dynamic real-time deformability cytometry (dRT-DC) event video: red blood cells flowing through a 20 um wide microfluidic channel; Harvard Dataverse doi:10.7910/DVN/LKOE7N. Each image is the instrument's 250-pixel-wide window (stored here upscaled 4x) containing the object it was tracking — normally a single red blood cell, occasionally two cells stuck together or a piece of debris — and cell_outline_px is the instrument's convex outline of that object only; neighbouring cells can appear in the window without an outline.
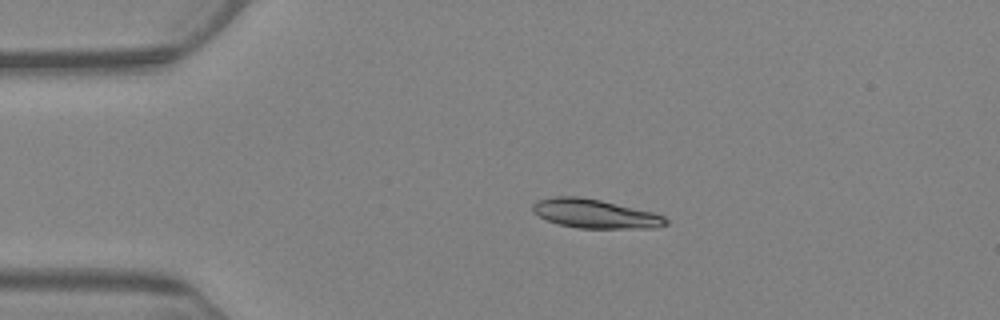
{"species": "Egyptian fruit bat (a non-hibernating species)", "species_latin": "Rousettus aegyptiacus", "temperature_condition": "warm", "stored_images_in_passage": 7, "camera_frame_rate_fps": 3000, "um_per_image_px": 0.085, "animal": {"sex": "female"}, "frame": {"image": 1, "passage_image": 4, "time_ms": 4.333, "image_size_px": [1000, 320], "cell_outline_px": [[668, 224], [656, 228], [576, 228], [560, 224], [548, 220], [532, 212], [532, 204], [536, 200], [552, 196], [576, 196], [600, 200], [652, 212], [664, 216], [668, 220]], "centroid_in_image_um": [50.56, 18.16], "position_along_channel_um": 34.4, "area_um2": 22.43}}
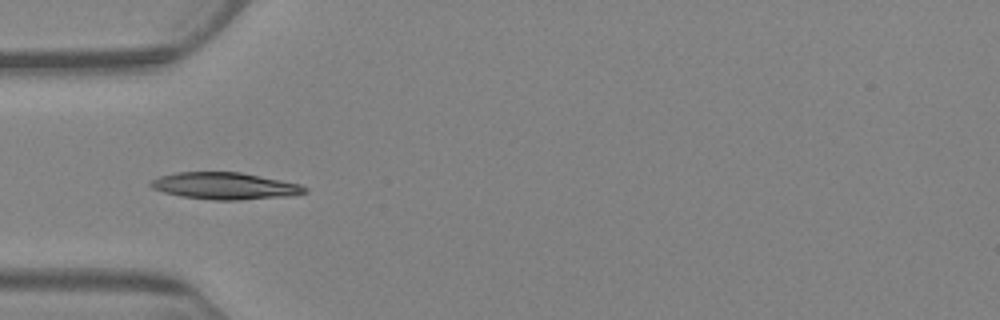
{"frame": {"image": 2, "passage_image": 6, "time_ms": 6.667, "image_size_px": [1000, 320], "cell_outline_px": [[308, 192], [288, 196], [240, 200], [212, 200], [180, 196], [164, 192], [152, 188], [148, 184], [152, 180], [160, 176], [176, 172], [240, 172], [300, 184], [308, 188]], "centroid_in_image_um": [19.11, 15.81], "position_along_channel_um": 65.9, "area_um2": 24.1}}
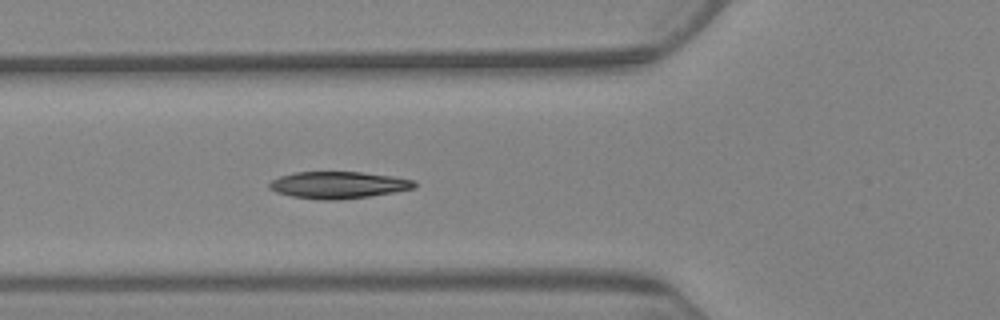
{"frame": {"image": 3, "passage_image": 7, "time_ms": 7.667, "image_size_px": [1000, 320], "cell_outline_px": [[416, 188], [368, 196], [340, 200], [320, 200], [292, 196], [276, 192], [268, 188], [268, 184], [272, 180], [280, 176], [292, 172], [360, 172], [392, 176], [416, 180]], "centroid_in_image_um": [28.74, 15.72], "position_along_channel_um": 97.1, "area_um2": 22.77}}